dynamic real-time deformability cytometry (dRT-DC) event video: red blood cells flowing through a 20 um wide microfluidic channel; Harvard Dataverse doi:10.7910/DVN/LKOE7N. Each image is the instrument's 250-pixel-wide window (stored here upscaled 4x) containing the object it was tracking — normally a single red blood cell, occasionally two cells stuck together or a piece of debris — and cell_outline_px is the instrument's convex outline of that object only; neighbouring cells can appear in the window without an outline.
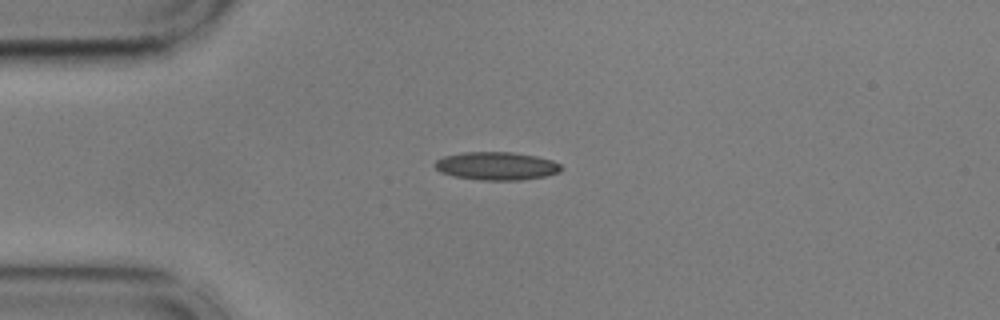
{"species": "common noctule bat (a hibernating species)", "species_latin": "Nyctalus noctula", "temperature_condition": "cold", "stored_images_in_passage": 39, "camera_frame_rate_fps": 3000, "um_per_image_px": 0.085, "animal": {"sex": "male", "body_mass_g": 17.9, "forearm_length_mm": 54.2}, "frame": {"image": 1, "passage_image": 1, "time_ms": 0.0, "image_size_px": [1000, 320], "cell_outline_px": [[564, 168], [560, 172], [544, 176], [520, 180], [480, 180], [452, 176], [440, 172], [436, 168], [436, 160], [444, 156], [464, 152], [512, 152], [536, 156], [552, 160], [560, 164]], "centroid_in_image_um": [42.22, 14.11], "position_along_channel_um": 42.8, "area_um2": 20.69}}
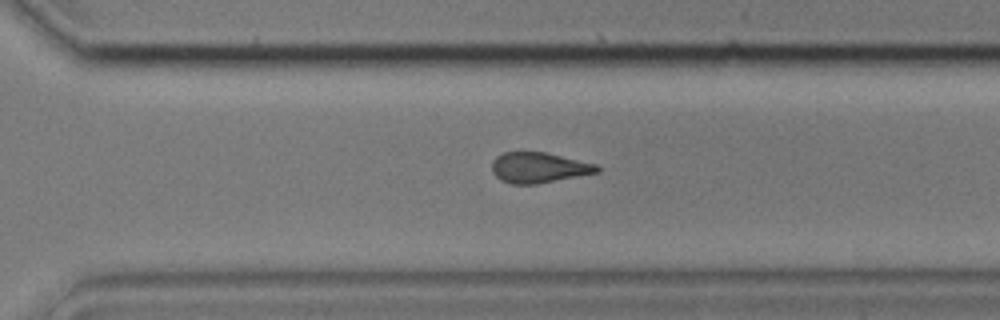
{"frame": {"image": 2, "passage_image": 26, "time_ms": 8.333, "image_size_px": [1000, 320], "cell_outline_px": [[600, 172], [536, 184], [512, 184], [500, 180], [492, 172], [492, 160], [496, 156], [504, 152], [544, 152], [596, 164], [600, 168]], "centroid_in_image_um": [45.77, 14.25], "position_along_channel_um": 324.8, "area_um2": 18.61}}
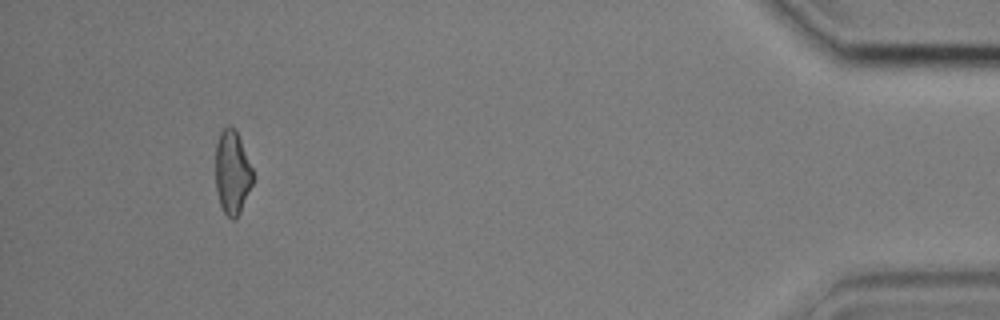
{"frame": {"image": 3, "passage_image": 39, "time_ms": 12.667, "image_size_px": [1000, 320], "cell_outline_px": [[252, 184], [240, 212], [236, 220], [232, 220], [224, 212], [220, 204], [216, 192], [216, 144], [220, 132], [228, 124], [236, 128], [252, 168]], "centroid_in_image_um": [19.73, 14.63], "position_along_channel_um": 415.5, "area_um2": 18.21}, "authors_computed_cell_mechanics": {"area_um2": 19.363, "velocity_mm_per_s": 3.626, "shape_relaxation_time_tau1_ms": 5.1952, "shape_relaxation_time_tau2_ms": 3.5691, "deformation_change_tau1": 0.1193, "deformation_change_tau2": 0.1236}}